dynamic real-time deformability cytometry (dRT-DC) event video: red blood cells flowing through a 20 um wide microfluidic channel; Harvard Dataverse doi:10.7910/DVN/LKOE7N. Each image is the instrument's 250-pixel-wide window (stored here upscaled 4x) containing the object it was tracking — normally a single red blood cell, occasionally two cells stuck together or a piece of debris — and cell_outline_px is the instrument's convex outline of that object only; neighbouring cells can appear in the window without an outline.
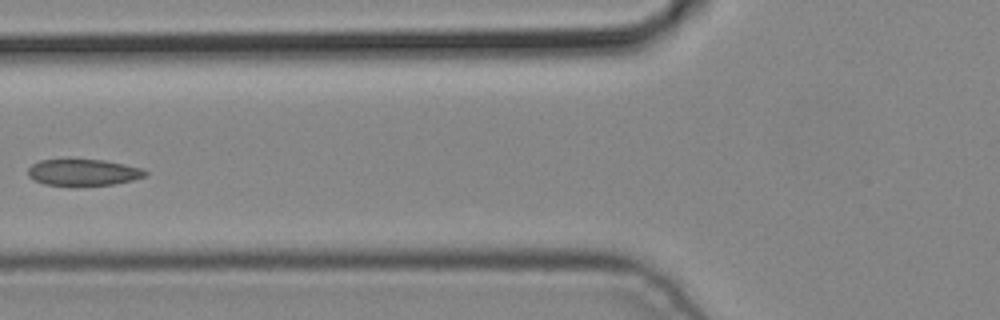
{"species": "common noctule bat (a hibernating species)", "species_latin": "Nyctalus noctula", "temperature_condition": "cold", "stored_images_in_passage": 3, "camera_frame_rate_fps": 3000, "um_per_image_px": 0.085, "animal": {"sex": "male", "body_mass_g": 19.2, "forearm_length_mm": 51.8}, "frame": {"image": 1, "passage_image": 3, "time_ms": 0.667, "image_size_px": [1000, 320], "cell_outline_px": [[148, 176], [116, 184], [44, 184], [28, 176], [28, 168], [32, 164], [40, 160], [104, 160], [124, 164], [140, 168], [148, 172]], "centroid_in_image_um": [7.11, 14.63], "position_along_channel_um": 118.7, "area_um2": 17.57}}